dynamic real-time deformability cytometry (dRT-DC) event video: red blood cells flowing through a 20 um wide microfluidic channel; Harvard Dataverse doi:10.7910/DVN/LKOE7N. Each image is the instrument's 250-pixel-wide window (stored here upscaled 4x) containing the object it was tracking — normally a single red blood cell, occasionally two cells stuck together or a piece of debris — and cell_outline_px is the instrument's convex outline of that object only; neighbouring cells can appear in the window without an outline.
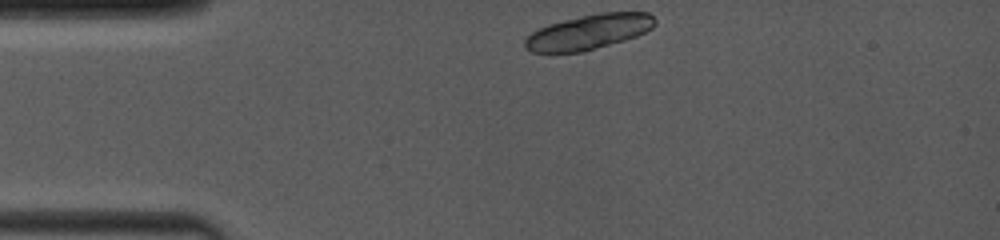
{"species": "common noctule bat (a hibernating species)", "species_latin": "Nyctalus noctula", "temperature_condition": "room temperature", "stored_images_in_passage": 20, "camera_frame_rate_fps": 4000, "um_per_image_px": 0.085, "animal": {"sex": "female", "body_mass_g": 19.0, "forearm_length_mm": 53.3}, "frame": {"image": 1, "passage_image": 1, "time_ms": 0.0, "image_size_px": [1000, 240], "cell_outline_px": [[656, 24], [652, 28], [636, 36], [624, 40], [580, 52], [532, 52], [524, 48], [524, 40], [532, 32], [548, 24], [580, 16], [600, 12], [648, 12], [656, 20]], "centroid_in_image_um": [50.04, 2.7], "position_along_channel_um": 35.0, "area_um2": 26.24}}
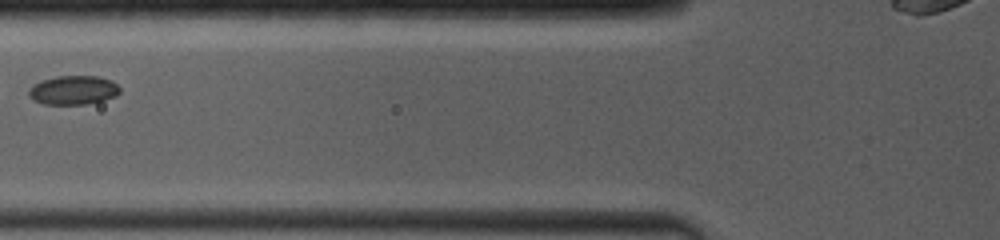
{"frame": {"image": 2, "passage_image": 6, "time_ms": 3.25, "image_size_px": [1000, 240], "cell_outline_px": [[120, 92], [116, 96], [104, 100], [88, 104], [44, 104], [32, 100], [28, 96], [28, 88], [44, 80], [56, 76], [96, 76], [112, 80], [120, 88]], "centroid_in_image_um": [6.24, 7.67], "position_along_channel_um": 119.6, "area_um2": 15.43}}
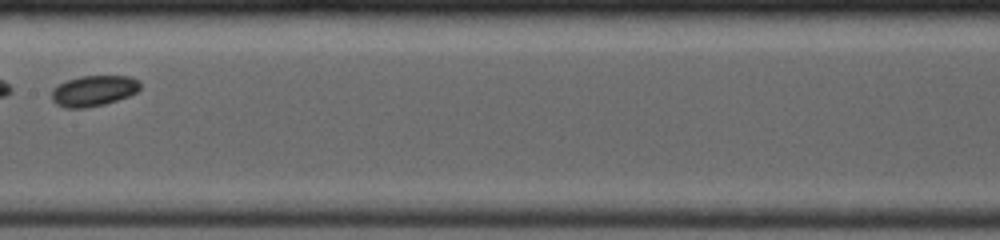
{"frame": {"image": 3, "passage_image": 9, "time_ms": 5.25, "image_size_px": [1000, 240], "cell_outline_px": [[140, 88], [136, 92], [128, 96], [104, 104], [84, 108], [64, 108], [56, 104], [52, 100], [52, 92], [60, 84], [68, 80], [80, 76], [128, 76], [140, 80]], "centroid_in_image_um": [7.98, 7.72], "position_along_channel_um": 199.4, "area_um2": 15.66}, "authors_computed_cell_mechanics": {"area_um2": 15.7216, "velocity_mm_per_s": 4.0045, "shape_relaxation_time_tau1_ms": 1.3425, "shape_relaxation_time_tau2_ms": null, "deformation_change_tau1": 0.0288, "deformation_change_tau2": null}}